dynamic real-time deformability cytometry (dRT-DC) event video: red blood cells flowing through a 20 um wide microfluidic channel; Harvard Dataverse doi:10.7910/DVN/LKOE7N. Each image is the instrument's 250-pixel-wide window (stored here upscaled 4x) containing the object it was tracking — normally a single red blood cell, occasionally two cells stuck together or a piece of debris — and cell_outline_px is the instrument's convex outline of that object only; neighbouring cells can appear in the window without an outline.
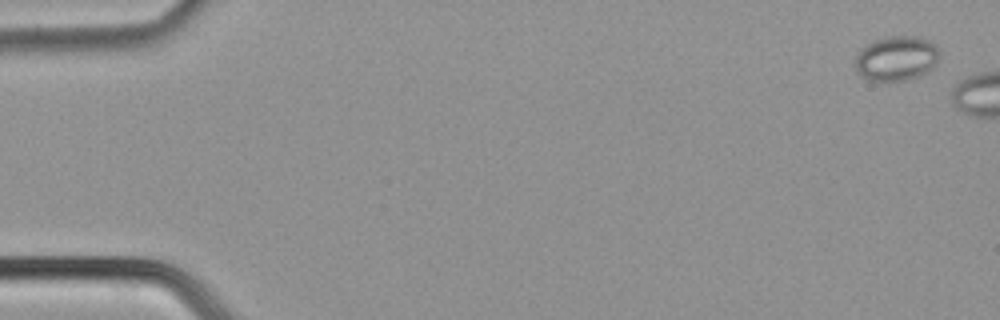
{"species": "common noctule bat (a hibernating species)", "species_latin": "Nyctalus noctula", "temperature_condition": "cold", "stored_images_in_passage": 6, "camera_frame_rate_fps": 3000, "um_per_image_px": 0.085, "animal": {"sex": "male", "body_mass_g": 21.5, "forearm_length_mm": 52.0}, "frame": {"image": 1, "passage_image": 1, "time_ms": 0.0, "image_size_px": [1000, 320], "cell_outline_px": [[940, 52], [936, 64], [928, 72], [920, 76], [908, 80], [868, 80], [860, 76], [856, 72], [856, 56], [860, 48], [876, 40], [888, 36], [916, 36], [928, 40], [936, 44]], "centroid_in_image_um": [76.21, 4.96], "position_along_channel_um": 8.8, "area_um2": 22.14}}